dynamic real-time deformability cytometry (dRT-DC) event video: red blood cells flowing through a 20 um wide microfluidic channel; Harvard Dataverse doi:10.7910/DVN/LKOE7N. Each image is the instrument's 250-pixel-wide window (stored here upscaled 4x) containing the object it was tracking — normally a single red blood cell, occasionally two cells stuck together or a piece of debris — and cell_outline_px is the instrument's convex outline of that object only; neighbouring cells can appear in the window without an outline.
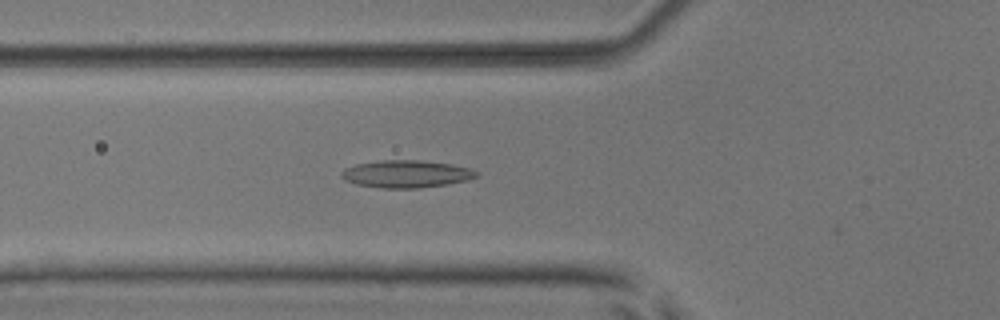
{"species": "common noctule bat (a hibernating species)", "species_latin": "Nyctalus noctula", "temperature_condition": "room temperature", "stored_images_in_passage": 52, "camera_frame_rate_fps": 3000, "um_per_image_px": 0.085, "animal": {"sex": "male", "body_mass_g": 17.9, "forearm_length_mm": 54.2}, "frame": {"image": 1, "passage_image": 19, "time_ms": 6.0, "image_size_px": [1000, 320], "cell_outline_px": [[476, 176], [468, 180], [448, 184], [420, 188], [380, 188], [356, 184], [344, 180], [340, 176], [340, 172], [344, 168], [356, 164], [380, 160], [420, 160], [452, 164], [472, 168], [476, 172]], "centroid_in_image_um": [34.5, 14.78], "position_along_channel_um": 91.3, "area_um2": 21.73}}
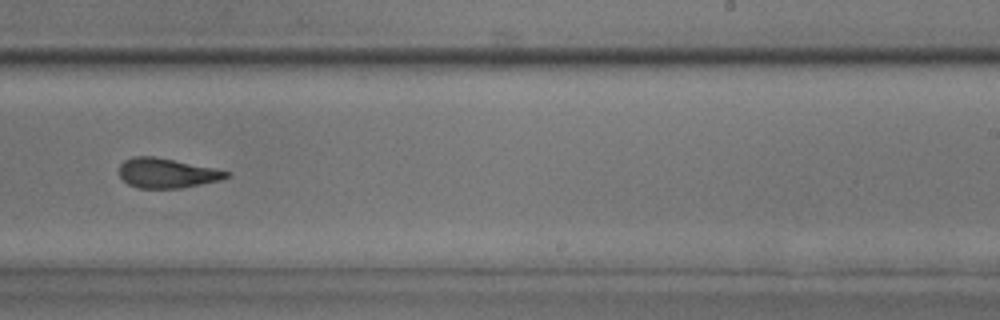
{"frame": {"image": 2, "passage_image": 33, "time_ms": 10.667, "image_size_px": [1000, 320], "cell_outline_px": [[228, 176], [220, 180], [180, 188], [136, 188], [128, 184], [120, 176], [120, 164], [124, 160], [132, 156], [152, 156], [212, 168], [228, 172]], "centroid_in_image_um": [14.11, 14.72], "position_along_channel_um": 274.9, "area_um2": 18.15}}
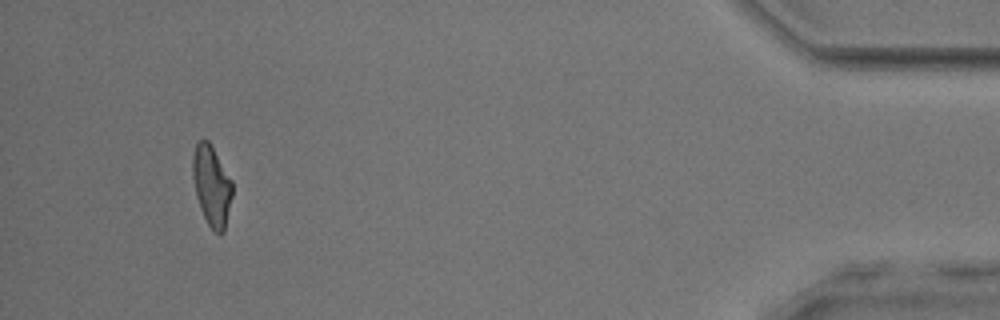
{"frame": {"image": 3, "passage_image": 49, "time_ms": 16.0, "image_size_px": [1000, 320], "cell_outline_px": [[232, 196], [224, 232], [220, 236], [208, 224], [200, 208], [196, 196], [192, 176], [192, 156], [196, 144], [200, 140], [208, 140], [232, 180]], "centroid_in_image_um": [17.98, 15.79], "position_along_channel_um": 417.2, "area_um2": 18.5}, "authors_computed_cell_mechanics": {"area_um2": 19.4786, "velocity_mm_per_s": 3.9436, "shape_relaxation_time_tau1_ms": null, "shape_relaxation_time_tau2_ms": 2.9939, "deformation_change_tau1": null, "deformation_change_tau2": 0.1255}}